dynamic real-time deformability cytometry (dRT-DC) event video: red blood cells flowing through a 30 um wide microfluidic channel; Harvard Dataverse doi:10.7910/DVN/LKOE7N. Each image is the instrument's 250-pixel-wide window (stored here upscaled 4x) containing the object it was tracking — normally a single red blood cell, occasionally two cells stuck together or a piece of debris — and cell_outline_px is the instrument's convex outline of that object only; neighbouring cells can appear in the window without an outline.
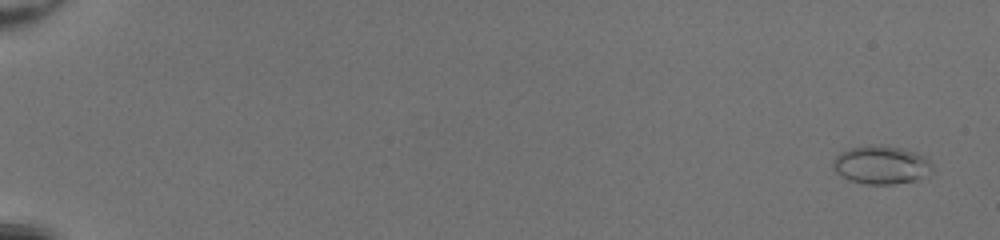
{"species": "common noctule bat (a hibernating species)", "species_latin": "Nyctalus noctula", "temperature_condition": "room temperature", "stored_images_in_passage": 18, "camera_frame_rate_fps": 3000, "um_per_image_px": 0.085, "animal": {"sex": "female", "body_mass_g": 20.0, "forearm_length_mm": 54.0}, "frame": {"image": 1, "passage_image": 1, "time_ms": 0.0, "image_size_px": [1000, 240], "cell_outline_px": [[932, 172], [912, 180], [892, 184], [864, 184], [848, 180], [836, 172], [832, 168], [832, 160], [840, 152], [848, 148], [872, 144], [900, 148], [924, 156], [932, 164]], "centroid_in_image_um": [74.83, 14.01], "position_along_channel_um": 10.2, "area_um2": 22.02}}